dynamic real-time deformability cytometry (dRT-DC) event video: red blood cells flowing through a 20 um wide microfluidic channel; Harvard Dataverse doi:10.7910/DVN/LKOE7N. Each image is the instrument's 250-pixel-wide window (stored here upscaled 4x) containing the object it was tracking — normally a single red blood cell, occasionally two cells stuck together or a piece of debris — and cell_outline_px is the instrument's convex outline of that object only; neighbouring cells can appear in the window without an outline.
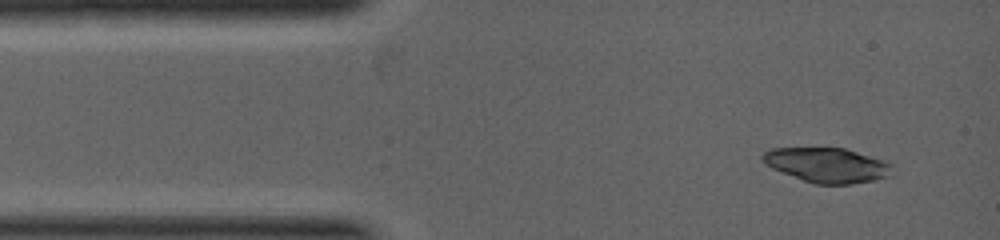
{"species": "common noctule bat (a hibernating species)", "species_latin": "Nyctalus noctula", "temperature_condition": "warm", "stored_images_in_passage": 3, "camera_frame_rate_fps": 5000, "um_per_image_px": 0.085, "animal": {"sex": "female", "body_mass_g": 19.0, "forearm_length_mm": 53.3}, "frame": {"image": 1, "passage_image": 1, "time_ms": 0.0, "image_size_px": [1000, 240], "cell_outline_px": [[892, 176], [852, 184], [816, 184], [804, 180], [772, 168], [764, 164], [760, 160], [760, 156], [768, 148], [844, 148], [884, 160], [892, 164]], "centroid_in_image_um": [70.29, 14.02], "position_along_channel_um": 14.7, "area_um2": 26.24}}